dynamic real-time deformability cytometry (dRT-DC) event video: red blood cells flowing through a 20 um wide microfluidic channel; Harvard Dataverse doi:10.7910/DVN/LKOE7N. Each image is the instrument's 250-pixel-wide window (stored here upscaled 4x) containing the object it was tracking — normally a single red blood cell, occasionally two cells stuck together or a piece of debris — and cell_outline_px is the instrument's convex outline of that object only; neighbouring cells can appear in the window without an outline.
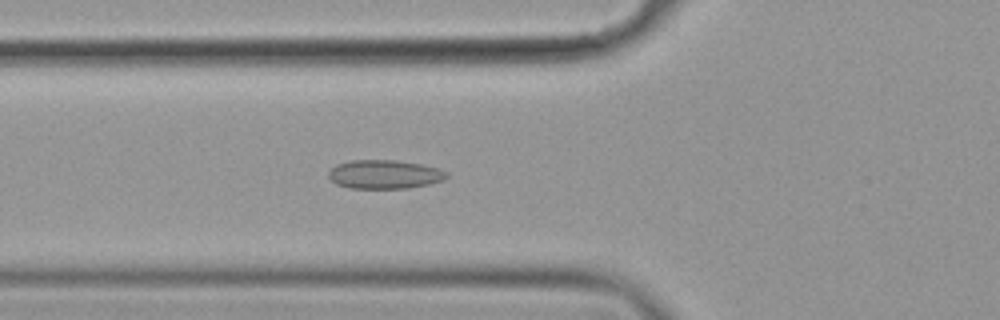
{"species": "common noctule bat (a hibernating species)", "species_latin": "Nyctalus noctula", "temperature_condition": "cold", "stored_images_in_passage": 53, "camera_frame_rate_fps": 3000, "um_per_image_px": 0.085, "animal": {"sex": "female", "body_mass_g": 19.9}, "frame": {"image": 1, "passage_image": 17, "time_ms": 5.333, "image_size_px": [1000, 320], "cell_outline_px": [[448, 176], [444, 180], [428, 184], [408, 188], [348, 188], [336, 184], [328, 176], [328, 172], [336, 164], [352, 160], [396, 160], [420, 164], [436, 168], [448, 172]], "centroid_in_image_um": [32.67, 14.82], "position_along_channel_um": 93.1, "area_um2": 19.77}}
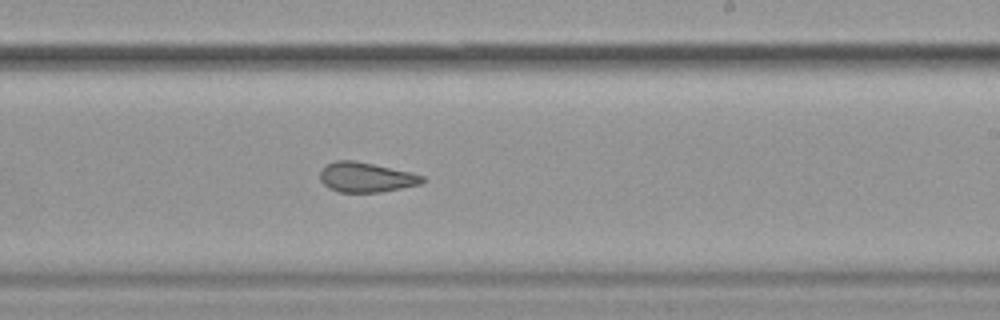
{"frame": {"image": 2, "passage_image": 31, "time_ms": 10.0, "image_size_px": [1000, 320], "cell_outline_px": [[428, 180], [420, 184], [380, 192], [340, 192], [328, 188], [320, 180], [320, 172], [328, 164], [336, 160], [352, 160], [372, 164], [408, 172], [424, 176]], "centroid_in_image_um": [31.11, 15.08], "position_along_channel_um": 257.9, "area_um2": 17.51}}
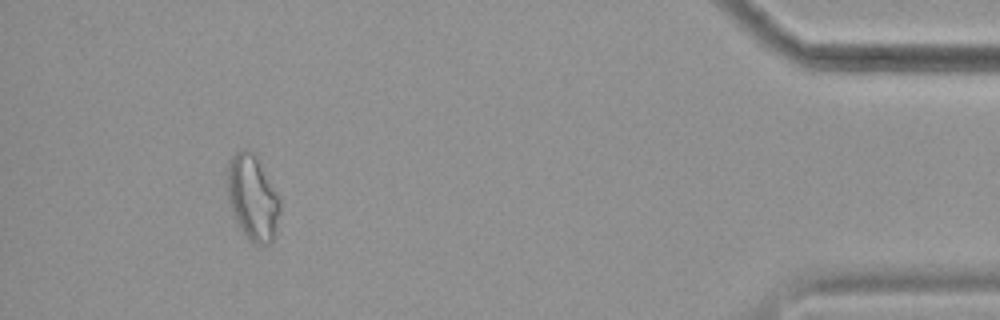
{"frame": {"image": 3, "passage_image": 49, "time_ms": 16.0, "image_size_px": [1000, 320], "cell_outline_px": [[280, 212], [276, 236], [268, 244], [256, 244], [236, 224], [228, 200], [224, 172], [228, 160], [240, 148], [244, 148], [260, 156], [280, 196]], "centroid_in_image_um": [21.47, 16.7], "position_along_channel_um": 413.7, "area_um2": 27.51}, "authors_computed_cell_mechanics": {"area_um2": 20.23, "velocity_mm_per_s": 3.541, "shape_relaxation_time_tau1_ms": null, "shape_relaxation_time_tau2_ms": 1.3129, "deformation_change_tau1": null, "deformation_change_tau2": 0.0592}}